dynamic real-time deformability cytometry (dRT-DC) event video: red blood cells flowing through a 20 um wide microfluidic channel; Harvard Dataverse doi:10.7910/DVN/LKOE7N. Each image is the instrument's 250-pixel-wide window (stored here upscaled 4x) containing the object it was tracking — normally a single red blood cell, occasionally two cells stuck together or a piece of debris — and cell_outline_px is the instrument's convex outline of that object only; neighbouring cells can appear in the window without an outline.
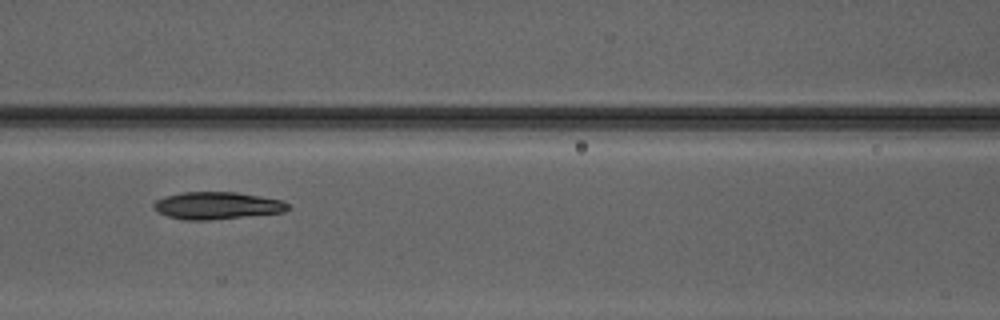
{"species": "Egyptian fruit bat (a non-hibernating species)", "species_latin": "Rousettus aegyptiacus", "temperature_condition": "warm", "stored_images_in_passage": 6, "camera_frame_rate_fps": 3000, "um_per_image_px": 0.085, "animal": {"sex": "male"}, "frame": {"image": 1, "passage_image": 6, "time_ms": 6.0, "image_size_px": [1000, 320], "cell_outline_px": [[288, 208], [284, 212], [208, 220], [184, 220], [168, 216], [152, 208], [152, 204], [156, 200], [180, 192], [236, 192], [260, 196], [280, 200], [288, 204]], "centroid_in_image_um": [18.41, 17.47], "position_along_channel_um": 148.2, "area_um2": 21.1}}